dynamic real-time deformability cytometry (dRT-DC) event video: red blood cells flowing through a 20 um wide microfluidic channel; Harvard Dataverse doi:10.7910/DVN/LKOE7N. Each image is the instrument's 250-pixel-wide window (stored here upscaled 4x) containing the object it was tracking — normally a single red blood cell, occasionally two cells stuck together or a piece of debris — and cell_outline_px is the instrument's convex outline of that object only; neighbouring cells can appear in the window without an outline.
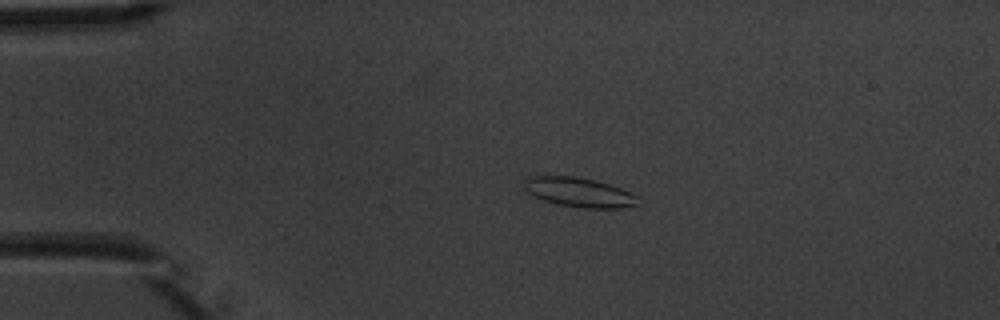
{"species": "common noctule bat (a hibernating species)", "species_latin": "Nyctalus noctula", "temperature_condition": "warm", "stored_images_in_passage": 6, "camera_frame_rate_fps": 3000, "um_per_image_px": 0.085, "animal": {"sex": "male", "body_mass_g": 20.1, "forearm_length_mm": 53.5}, "frame": {"image": 1, "passage_image": 3, "time_ms": 2.333, "image_size_px": [1000, 320], "cell_outline_px": [[640, 204], [620, 208], [580, 208], [560, 204], [544, 200], [532, 196], [524, 188], [524, 180], [528, 176], [576, 176], [596, 180], [620, 188], [636, 196]], "centroid_in_image_um": [49.19, 16.34], "position_along_channel_um": 35.8, "area_um2": 19.48}}
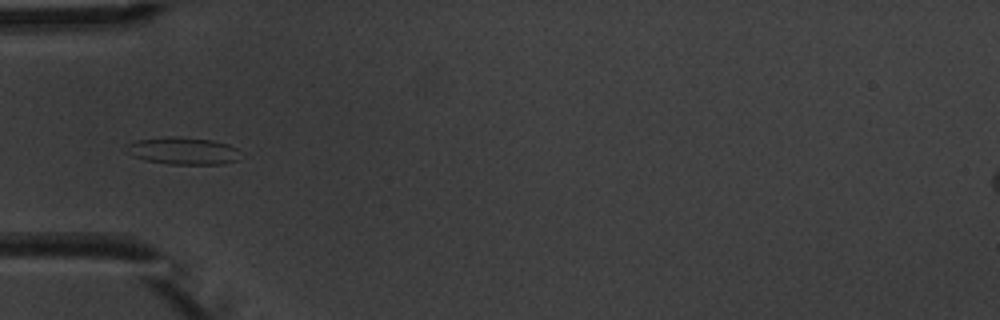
{"frame": {"image": 2, "passage_image": 4, "time_ms": 4.333, "image_size_px": [1000, 320], "cell_outline_px": [[236, 160], [224, 164], [168, 164], [144, 160], [132, 156], [128, 144], [136, 140], [168, 136], [176, 136], [212, 140], [228, 144], [236, 148]], "centroid_in_image_um": [15.54, 12.82], "position_along_channel_um": 69.5, "area_um2": 17.8}}
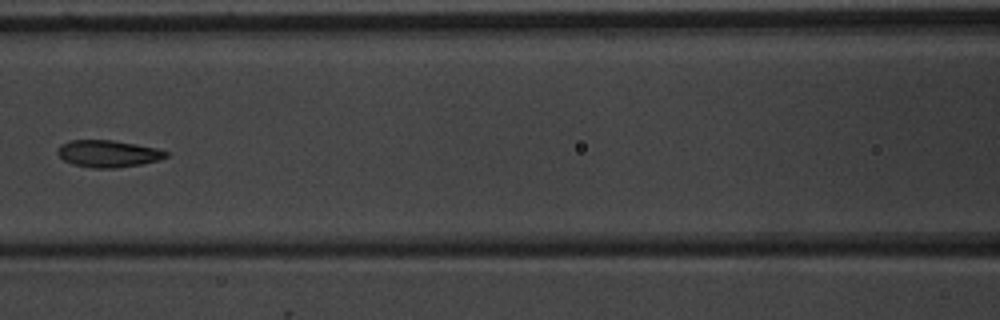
{"frame": {"image": 3, "passage_image": 6, "time_ms": 6.667, "image_size_px": [1000, 320], "cell_outline_px": [[168, 156], [156, 160], [140, 164], [116, 168], [92, 168], [72, 164], [64, 160], [56, 152], [56, 148], [60, 144], [68, 140], [112, 140], [136, 144], [156, 148], [168, 152]], "centroid_in_image_um": [9.12, 13.05], "position_along_channel_um": 157.5, "area_um2": 17.05}}